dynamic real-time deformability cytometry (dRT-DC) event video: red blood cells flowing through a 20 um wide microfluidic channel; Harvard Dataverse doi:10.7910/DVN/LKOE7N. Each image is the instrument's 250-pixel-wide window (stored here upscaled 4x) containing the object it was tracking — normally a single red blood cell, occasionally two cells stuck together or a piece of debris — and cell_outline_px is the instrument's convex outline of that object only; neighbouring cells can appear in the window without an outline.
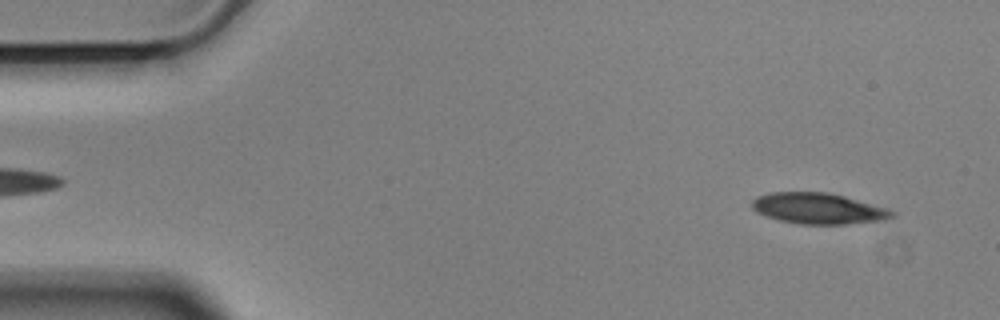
{"species": "Egyptian fruit bat (a non-hibernating species)", "species_latin": "Rousettus aegyptiacus", "temperature_condition": "cold", "stored_images_in_passage": 54, "camera_frame_rate_fps": 3000, "um_per_image_px": 0.085, "animal": {"sex": "male"}, "frame": {"image": 1, "passage_image": 3, "time_ms": 0.667, "image_size_px": [1000, 320], "cell_outline_px": [[896, 216], [884, 220], [844, 224], [800, 224], [780, 220], [756, 212], [752, 208], [752, 200], [756, 196], [772, 192], [828, 192], [844, 196], [888, 208], [896, 212]], "centroid_in_image_um": [69.58, 17.71], "position_along_channel_um": 15.4, "area_um2": 25.26}}
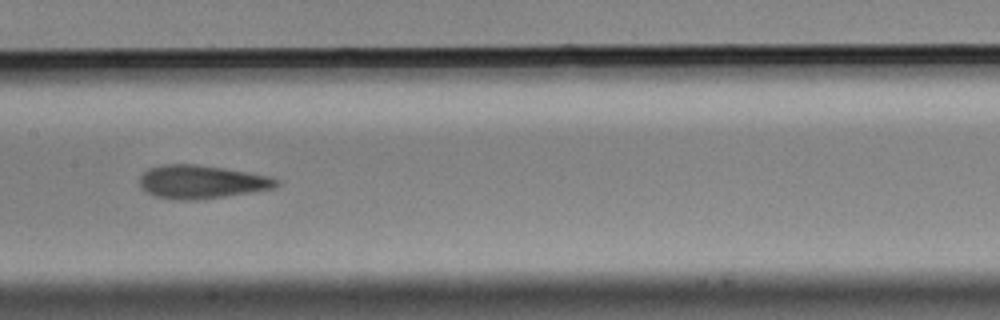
{"frame": {"image": 2, "passage_image": 26, "time_ms": 8.333, "image_size_px": [1000, 320], "cell_outline_px": [[280, 184], [276, 188], [252, 192], [196, 200], [184, 200], [156, 196], [140, 188], [140, 176], [148, 168], [164, 164], [196, 164], [224, 168], [268, 176], [280, 180]], "centroid_in_image_um": [17.14, 15.45], "position_along_channel_um": 190.3, "area_um2": 26.47}}
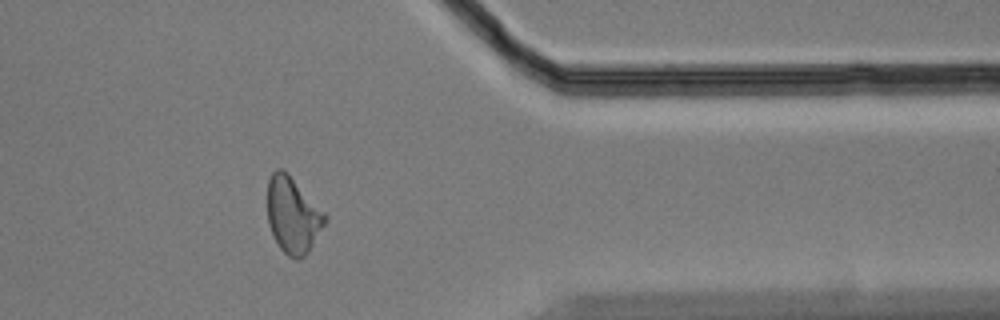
{"frame": {"image": 3, "passage_image": 44, "time_ms": 14.333, "image_size_px": [1000, 320], "cell_outline_px": [[328, 220], [308, 252], [300, 260], [296, 260], [288, 256], [280, 248], [268, 224], [268, 180], [272, 172], [276, 168], [284, 168], [288, 172], [328, 216]], "centroid_in_image_um": [24.91, 18.27], "position_along_channel_um": 386.5, "area_um2": 25.66}, "authors_computed_cell_mechanics": {"area_um2": 25.6921, "velocity_mm_per_s": 3.547, "shape_relaxation_time_tau1_ms": 5.7804, "shape_relaxation_time_tau2_ms": 3.6185, "deformation_change_tau1": 0.1417, "deformation_change_tau2": 0.1097}}